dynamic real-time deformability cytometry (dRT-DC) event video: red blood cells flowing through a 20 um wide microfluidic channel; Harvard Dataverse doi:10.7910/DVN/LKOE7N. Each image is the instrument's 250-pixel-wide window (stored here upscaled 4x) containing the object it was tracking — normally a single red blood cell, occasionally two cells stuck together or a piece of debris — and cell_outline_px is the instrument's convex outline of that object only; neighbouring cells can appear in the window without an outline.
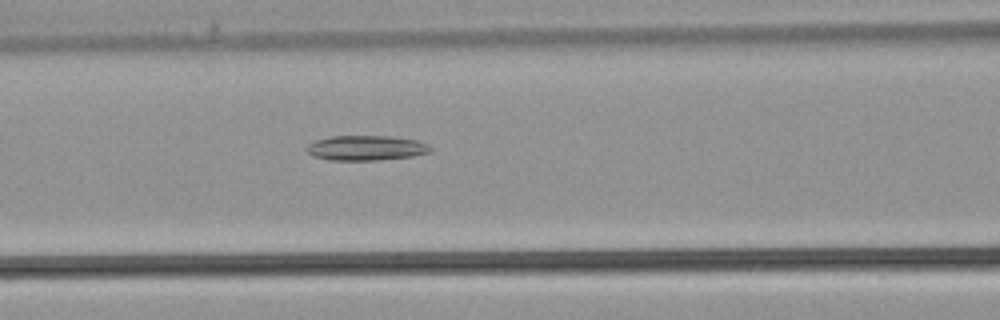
{"species": "common noctule bat (a hibernating species)", "species_latin": "Nyctalus noctula", "temperature_condition": "warm", "stored_images_in_passage": 28, "camera_frame_rate_fps": 3000, "um_per_image_px": 0.085, "animal": {"sex": "male", "body_mass_g": 21.5, "forearm_length_mm": 52.0}, "frame": {"image": 1, "passage_image": 7, "time_ms": 2.0, "image_size_px": [1000, 320], "cell_outline_px": [[432, 148], [428, 152], [412, 156], [376, 160], [328, 160], [312, 156], [308, 152], [308, 144], [316, 140], [332, 136], [388, 136], [416, 140], [428, 144]], "centroid_in_image_um": [31.1, 12.57], "position_along_channel_um": 135.5, "area_um2": 17.8}}
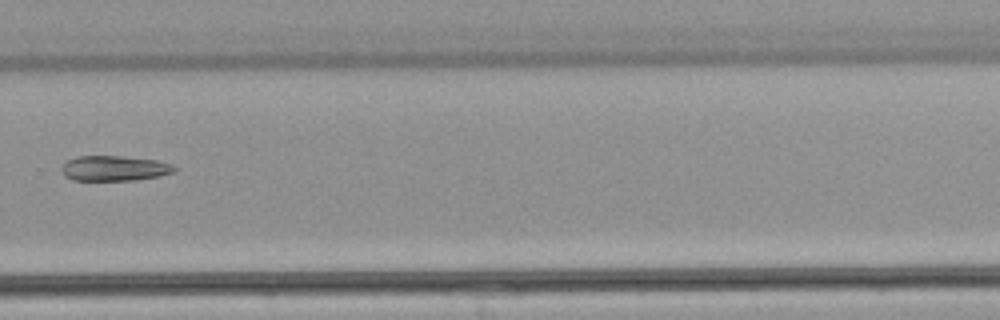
{"frame": {"image": 2, "passage_image": 17, "time_ms": 5.333, "image_size_px": [1000, 320], "cell_outline_px": [[176, 172], [136, 180], [72, 180], [64, 176], [60, 168], [68, 160], [76, 156], [120, 156], [156, 160], [172, 164], [176, 168]], "centroid_in_image_um": [9.7, 14.3], "position_along_channel_um": 320.1, "area_um2": 16.53}}
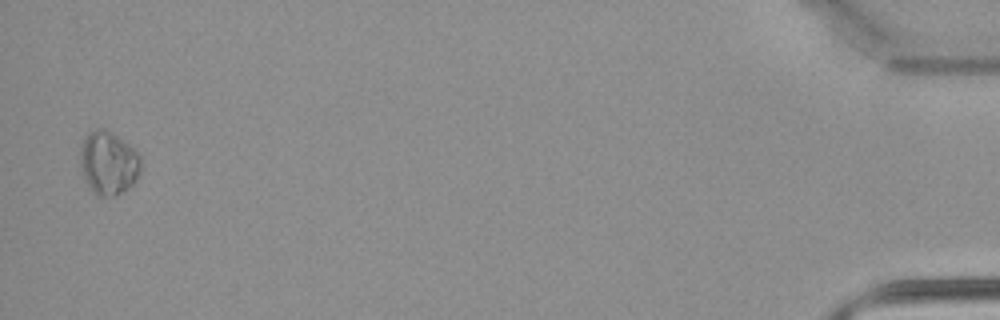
{"frame": {"image": 3, "passage_image": 28, "time_ms": 9.0, "image_size_px": [1000, 320], "cell_outline_px": [[140, 176], [124, 192], [116, 196], [96, 196], [88, 184], [84, 176], [80, 156], [80, 148], [88, 132], [96, 128], [104, 128], [112, 132], [128, 144], [140, 156]], "centroid_in_image_um": [9.23, 13.86], "position_along_channel_um": 426.0, "area_um2": 22.31}}